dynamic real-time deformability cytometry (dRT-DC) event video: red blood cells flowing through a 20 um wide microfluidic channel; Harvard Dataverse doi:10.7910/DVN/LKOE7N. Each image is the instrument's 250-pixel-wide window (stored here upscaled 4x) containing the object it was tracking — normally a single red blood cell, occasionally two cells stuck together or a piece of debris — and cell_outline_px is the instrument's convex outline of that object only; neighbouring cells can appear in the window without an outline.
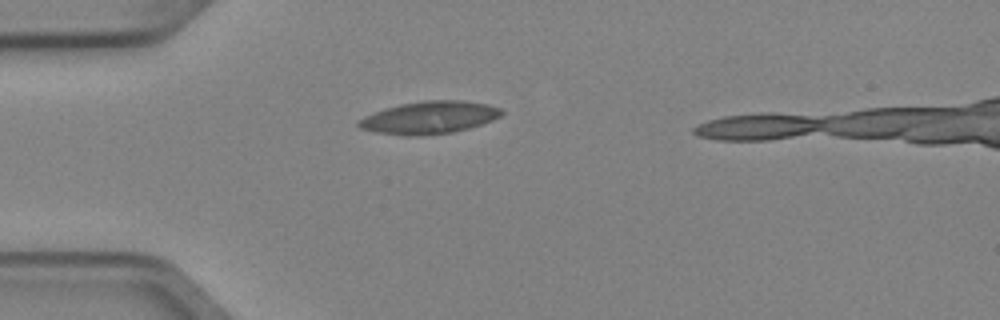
{"species": "Egyptian fruit bat (a non-hibernating species)", "species_latin": "Rousettus aegyptiacus", "temperature_condition": "cold", "stored_images_in_passage": 2, "camera_frame_rate_fps": 3000, "um_per_image_px": 0.085, "animal": {"sex": "female"}, "frame": {"image": 1, "passage_image": 1, "time_ms": 0.0, "image_size_px": [1000, 320], "cell_outline_px": [[504, 112], [500, 116], [492, 120], [468, 128], [452, 132], [416, 136], [408, 136], [376, 132], [360, 128], [356, 124], [356, 120], [364, 116], [384, 108], [400, 104], [424, 100], [464, 100], [488, 104], [500, 108]], "centroid_in_image_um": [36.46, 9.98], "position_along_channel_um": 48.5, "area_um2": 27.11}}